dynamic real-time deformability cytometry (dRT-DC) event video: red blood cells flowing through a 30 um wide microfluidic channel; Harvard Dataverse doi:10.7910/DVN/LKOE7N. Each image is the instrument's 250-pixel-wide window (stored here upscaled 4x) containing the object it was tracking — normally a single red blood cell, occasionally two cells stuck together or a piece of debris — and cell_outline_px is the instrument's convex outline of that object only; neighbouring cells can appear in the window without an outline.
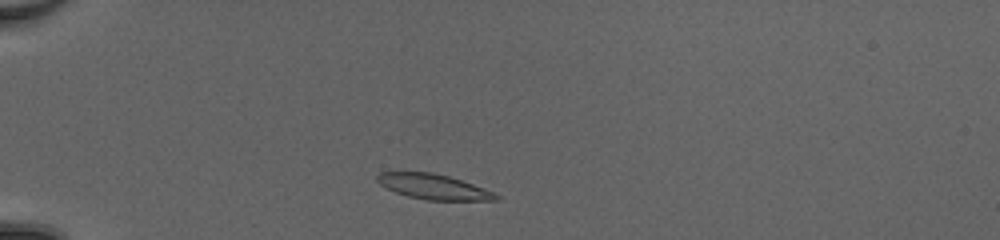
{"species": "common noctule bat (a hibernating species)", "species_latin": "Nyctalus noctula", "temperature_condition": "cold", "stored_images_in_passage": 39, "camera_frame_rate_fps": 3000, "um_per_image_px": 0.085, "animal": {"sex": "female", "body_mass_g": 20.0, "forearm_length_mm": 54.0}, "frame": {"image": 1, "passage_image": 3, "time_ms": 0.667, "image_size_px": [1000, 240], "cell_outline_px": [[500, 200], [428, 200], [408, 196], [396, 192], [380, 184], [376, 180], [376, 176], [380, 172], [432, 172], [448, 176], [484, 188], [500, 196]], "centroid_in_image_um": [36.84, 15.87], "position_along_channel_um": 48.2, "area_um2": 17.17}}
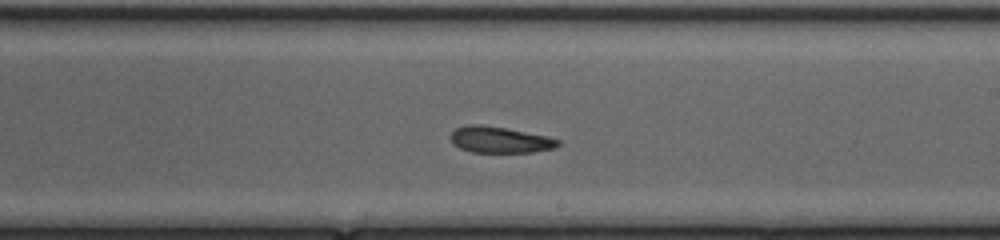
{"frame": {"image": 2, "passage_image": 20, "time_ms": 6.333, "image_size_px": [1000, 240], "cell_outline_px": [[560, 144], [556, 148], [532, 152], [472, 152], [460, 148], [452, 144], [448, 136], [456, 128], [468, 124], [480, 124], [504, 128], [548, 136], [560, 140]], "centroid_in_image_um": [42.46, 11.88], "position_along_channel_um": 246.5, "area_um2": 16.53}}
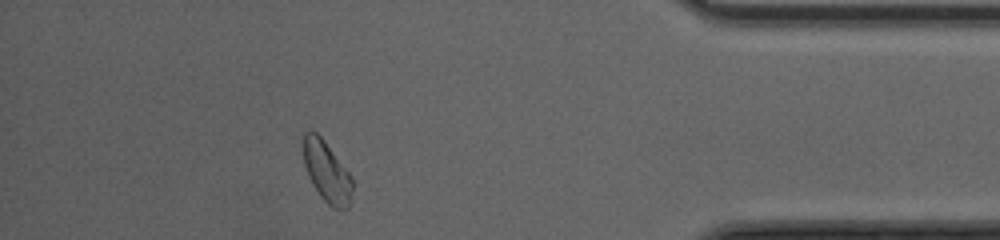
{"frame": {"image": 3, "passage_image": 34, "time_ms": 11.0, "image_size_px": [1000, 240], "cell_outline_px": [[352, 188], [348, 208], [332, 208], [320, 196], [312, 184], [308, 176], [304, 164], [304, 132], [316, 132], [324, 140], [352, 176]], "centroid_in_image_um": [27.78, 14.61], "position_along_channel_um": 407.4, "area_um2": 17.11}, "authors_computed_cell_mechanics": {"area_um2": 17.1666, "velocity_mm_per_s": 4.1489, "shape_relaxation_time_tau1_ms": 10.7524, "shape_relaxation_time_tau2_ms": 2.4036, "deformation_change_tau1": 0.2931, "deformation_change_tau2": 0.1021}}